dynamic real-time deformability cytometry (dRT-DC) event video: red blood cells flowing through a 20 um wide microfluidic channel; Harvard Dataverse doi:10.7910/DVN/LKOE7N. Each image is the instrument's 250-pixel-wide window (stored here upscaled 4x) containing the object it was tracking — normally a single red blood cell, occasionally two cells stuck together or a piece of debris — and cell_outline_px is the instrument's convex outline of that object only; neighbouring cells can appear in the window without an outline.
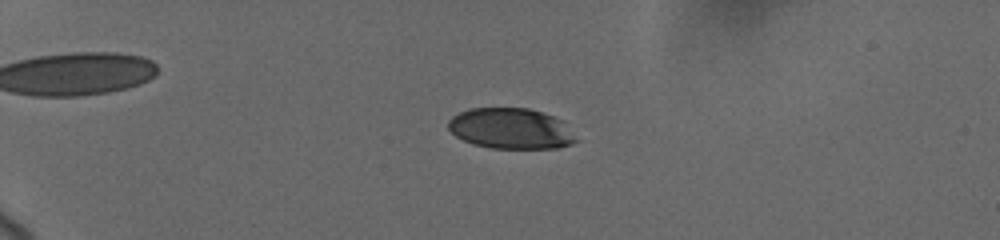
{"species": "human", "species_latin": "Homo sapiens", "temperature_condition": "cold", "stored_images_in_passage": 8, "camera_frame_rate_fps": 3000, "um_per_image_px": 0.085, "donor": {"sex": "female"}, "frame": {"image": 1, "passage_image": 5, "time_ms": 4.333, "image_size_px": [1000, 240], "cell_outline_px": [[580, 140], [572, 144], [556, 148], [492, 148], [472, 144], [456, 136], [448, 128], [448, 120], [452, 116], [468, 108], [528, 108], [564, 120]], "centroid_in_image_um": [43.46, 10.93], "position_along_channel_um": 41.5, "area_um2": 30.58}}
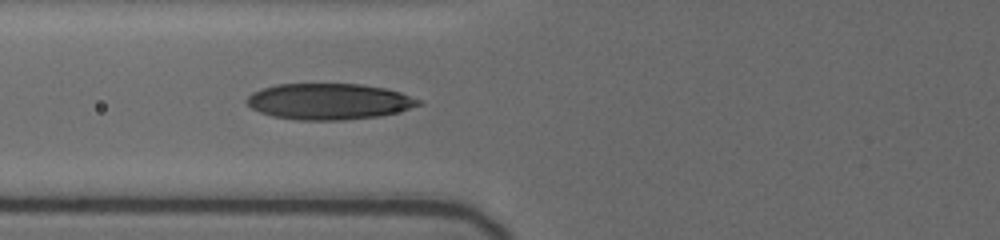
{"frame": {"image": 2, "passage_image": 8, "time_ms": 7.667, "image_size_px": [1000, 240], "cell_outline_px": [[424, 104], [396, 112], [380, 116], [344, 120], [296, 120], [272, 116], [260, 112], [252, 108], [244, 100], [252, 92], [276, 84], [360, 84], [384, 88], [400, 92], [420, 100]], "centroid_in_image_um": [27.95, 8.63], "position_along_channel_um": 97.9, "area_um2": 36.13}}